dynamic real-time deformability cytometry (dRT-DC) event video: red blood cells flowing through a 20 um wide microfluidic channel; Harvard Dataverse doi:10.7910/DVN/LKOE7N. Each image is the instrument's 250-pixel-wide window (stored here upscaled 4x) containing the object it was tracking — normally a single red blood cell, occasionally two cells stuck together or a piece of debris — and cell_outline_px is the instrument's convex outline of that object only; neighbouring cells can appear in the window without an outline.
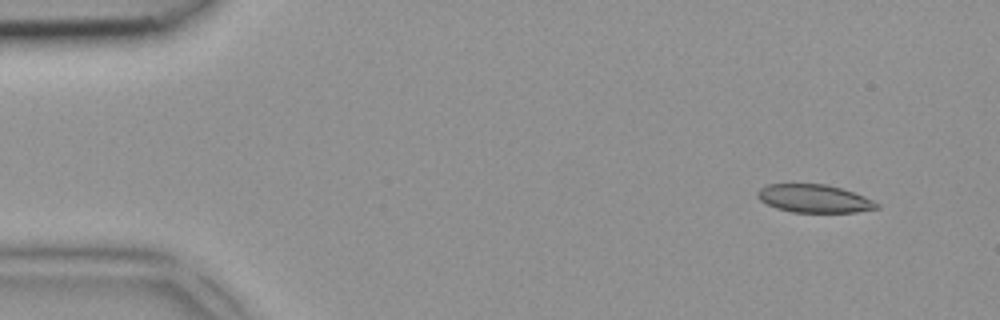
{"species": "common noctule bat (a hibernating species)", "species_latin": "Nyctalus noctula", "temperature_condition": "room temperature", "stored_images_in_passage": 3, "camera_frame_rate_fps": 3000, "um_per_image_px": 0.085, "animal": {"sex": "female", "body_mass_g": 18.4}, "frame": {"image": 1, "passage_image": 1, "time_ms": 0.0, "image_size_px": [1000, 320], "cell_outline_px": [[880, 208], [856, 212], [792, 212], [776, 208], [760, 200], [756, 196], [756, 192], [764, 184], [828, 184], [864, 196], [880, 204]], "centroid_in_image_um": [69.19, 16.87], "position_along_channel_um": 15.8, "area_um2": 19.54}}
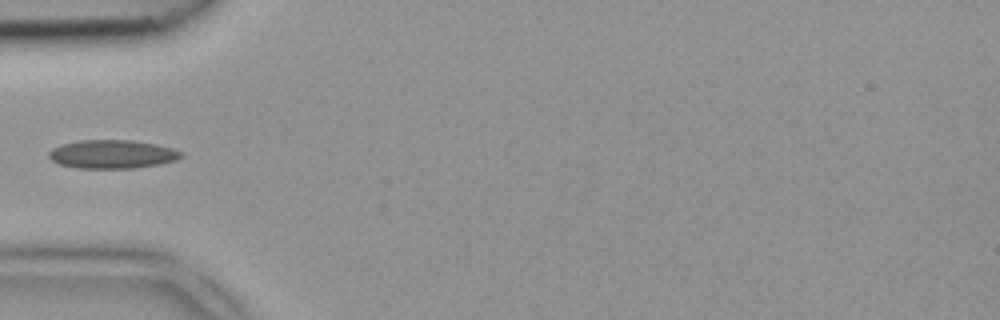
{"frame": {"image": 2, "passage_image": 3, "time_ms": 0.667, "image_size_px": [1000, 320], "cell_outline_px": [[184, 156], [176, 160], [160, 164], [136, 168], [76, 168], [60, 164], [52, 160], [48, 156], [48, 152], [52, 148], [60, 144], [80, 140], [132, 140], [156, 144], [172, 148], [180, 152]], "centroid_in_image_um": [9.53, 13.1], "position_along_channel_um": 75.5, "area_um2": 22.08}}